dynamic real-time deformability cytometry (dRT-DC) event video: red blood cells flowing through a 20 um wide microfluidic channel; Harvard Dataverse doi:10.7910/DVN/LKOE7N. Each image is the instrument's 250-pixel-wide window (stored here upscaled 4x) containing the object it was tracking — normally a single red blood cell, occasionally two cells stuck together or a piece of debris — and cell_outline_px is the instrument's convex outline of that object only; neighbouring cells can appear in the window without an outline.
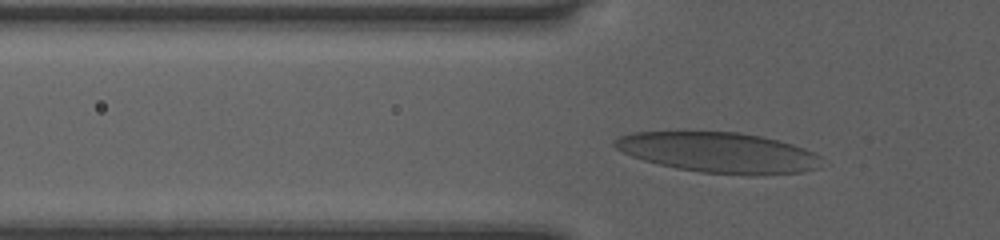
{"species": "human", "species_latin": "Homo sapiens", "temperature_condition": "room temperature", "stored_images_in_passage": 37, "camera_frame_rate_fps": 3000, "um_per_image_px": 0.085, "donor": {"sex": "female"}, "frame": {"image": 1, "passage_image": 10, "time_ms": 3.0, "image_size_px": [1000, 240], "cell_outline_px": [[820, 168], [800, 172], [752, 176], [748, 176], [700, 172], [676, 168], [644, 160], [632, 156], [616, 148], [612, 144], [612, 140], [620, 136], [632, 132], [736, 132], [760, 136], [792, 144], [804, 148], [820, 156]], "centroid_in_image_um": [61.08, 12.97], "position_along_channel_um": 64.7, "area_um2": 48.61}}
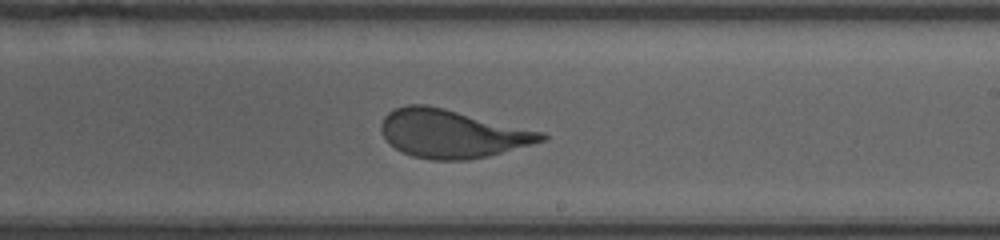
{"frame": {"image": 2, "passage_image": 24, "time_ms": 7.667, "image_size_px": [1000, 240], "cell_outline_px": [[548, 140], [488, 156], [468, 160], [432, 160], [412, 156], [396, 148], [384, 136], [380, 128], [380, 124], [384, 116], [388, 112], [396, 108], [408, 104], [424, 104], [444, 108], [544, 132], [548, 136]], "centroid_in_image_um": [38.44, 11.36], "position_along_channel_um": 250.6, "area_um2": 44.91}}
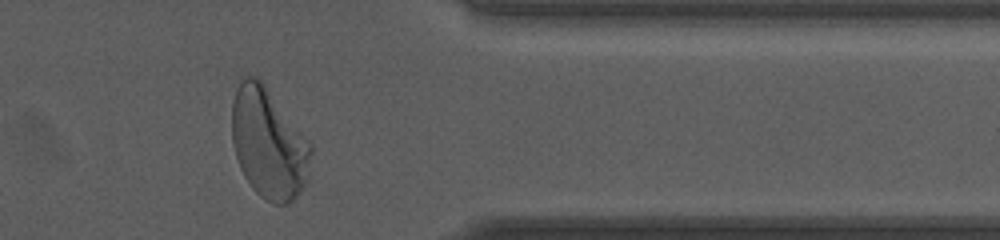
{"frame": {"image": 3, "passage_image": 35, "time_ms": 11.333, "image_size_px": [1000, 240], "cell_outline_px": [[312, 152], [308, 180], [296, 196], [288, 204], [272, 204], [264, 200], [252, 188], [244, 176], [240, 168], [232, 144], [232, 104], [236, 88], [248, 76], [256, 76], [264, 84], [312, 144]], "centroid_in_image_um": [22.84, 12.23], "position_along_channel_um": 388.6, "area_um2": 50.81}, "authors_computed_cell_mechanics": {"area_um2": 45.8932, "velocity_mm_per_s": 4.0525, "shape_relaxation_time_tau1_ms": 4.1447, "shape_relaxation_time_tau2_ms": null, "deformation_change_tau1": 0.1797, "deformation_change_tau2": null}}